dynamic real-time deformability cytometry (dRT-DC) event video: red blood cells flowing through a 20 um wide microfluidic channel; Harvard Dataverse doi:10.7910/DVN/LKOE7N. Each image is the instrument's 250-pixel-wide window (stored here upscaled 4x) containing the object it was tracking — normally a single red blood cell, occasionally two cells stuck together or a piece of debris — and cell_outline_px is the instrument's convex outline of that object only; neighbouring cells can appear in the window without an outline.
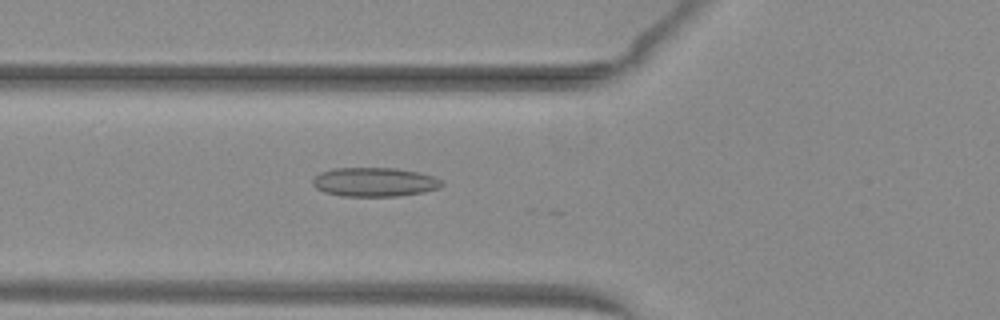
{"species": "common noctule bat (a hibernating species)", "species_latin": "Nyctalus noctula", "temperature_condition": "warm", "stored_images_in_passage": 11, "camera_frame_rate_fps": 3000, "um_per_image_px": 0.085, "animal": {"sex": "female", "body_mass_g": 29.2, "forearm_length_mm": 56.3}, "frame": {"image": 1, "passage_image": 7, "time_ms": 2.0, "image_size_px": [1000, 320], "cell_outline_px": [[444, 184], [440, 188], [424, 192], [400, 196], [340, 196], [324, 192], [316, 188], [312, 184], [312, 180], [320, 172], [332, 168], [396, 168], [420, 172], [444, 180]], "centroid_in_image_um": [31.86, 15.47], "position_along_channel_um": 93.9, "area_um2": 22.14}}
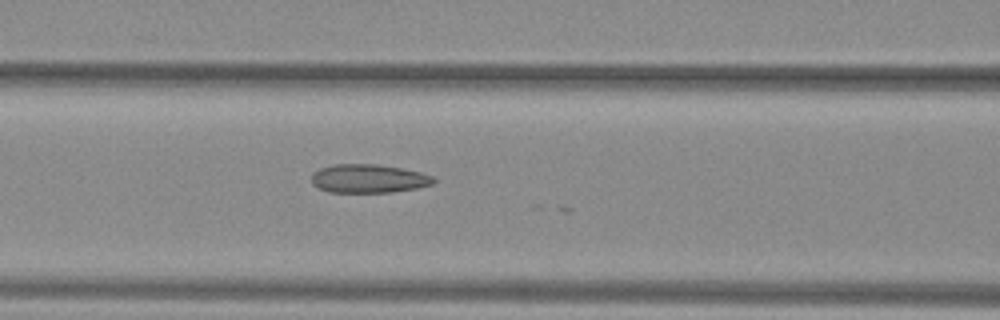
{"frame": {"image": 2, "passage_image": 10, "time_ms": 3.0, "image_size_px": [1000, 320], "cell_outline_px": [[436, 180], [432, 184], [416, 188], [392, 192], [328, 192], [312, 184], [312, 172], [320, 168], [332, 164], [376, 164], [400, 168], [420, 172], [432, 176]], "centroid_in_image_um": [31.3, 15.17], "position_along_channel_um": 135.3, "area_um2": 20.29}}